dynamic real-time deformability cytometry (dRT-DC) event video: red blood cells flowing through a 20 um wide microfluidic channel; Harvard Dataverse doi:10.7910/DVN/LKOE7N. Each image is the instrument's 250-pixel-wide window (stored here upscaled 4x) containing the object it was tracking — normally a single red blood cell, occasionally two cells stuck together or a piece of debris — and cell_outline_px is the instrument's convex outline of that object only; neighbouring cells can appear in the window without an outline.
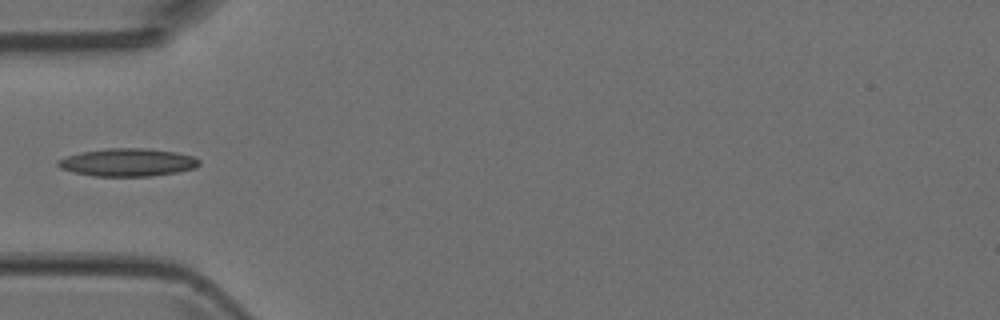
{"species": "Egyptian fruit bat (a non-hibernating species)", "species_latin": "Rousettus aegyptiacus", "temperature_condition": "room temperature", "stored_images_in_passage": 4, "camera_frame_rate_fps": 3000, "um_per_image_px": 0.085, "animal": {"sex": "female"}, "frame": {"image": 1, "passage_image": 4, "time_ms": 1.0, "image_size_px": [1000, 320], "cell_outline_px": [[200, 164], [196, 168], [176, 172], [152, 176], [92, 176], [72, 172], [60, 168], [56, 164], [56, 160], [64, 156], [80, 152], [108, 148], [148, 148], [176, 152], [192, 156], [200, 160]], "centroid_in_image_um": [10.81, 13.8], "position_along_channel_um": 74.2, "area_um2": 23.18}}